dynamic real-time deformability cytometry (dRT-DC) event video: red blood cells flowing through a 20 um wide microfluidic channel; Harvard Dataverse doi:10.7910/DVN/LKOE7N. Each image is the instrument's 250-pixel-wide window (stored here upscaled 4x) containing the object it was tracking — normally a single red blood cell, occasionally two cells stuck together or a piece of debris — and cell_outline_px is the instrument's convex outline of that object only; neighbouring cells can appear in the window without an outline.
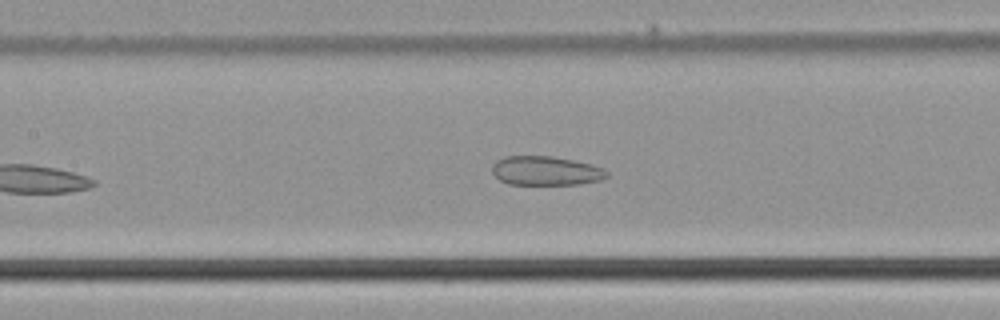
{"species": "common noctule bat (a hibernating species)", "species_latin": "Nyctalus noctula", "temperature_condition": "cold", "stored_images_in_passage": 33, "camera_frame_rate_fps": 3000, "um_per_image_px": 0.085, "animal": {"sex": "male", "body_mass_g": 21.5, "forearm_length_mm": 52.0}, "frame": {"image": 1, "passage_image": 13, "time_ms": 4.0, "image_size_px": [1000, 320], "cell_outline_px": [[608, 176], [600, 180], [580, 184], [508, 184], [500, 180], [492, 172], [492, 164], [496, 160], [504, 156], [552, 156], [572, 160], [588, 164], [600, 168], [608, 172]], "centroid_in_image_um": [46.34, 14.51], "position_along_channel_um": 161.1, "area_um2": 19.31}}
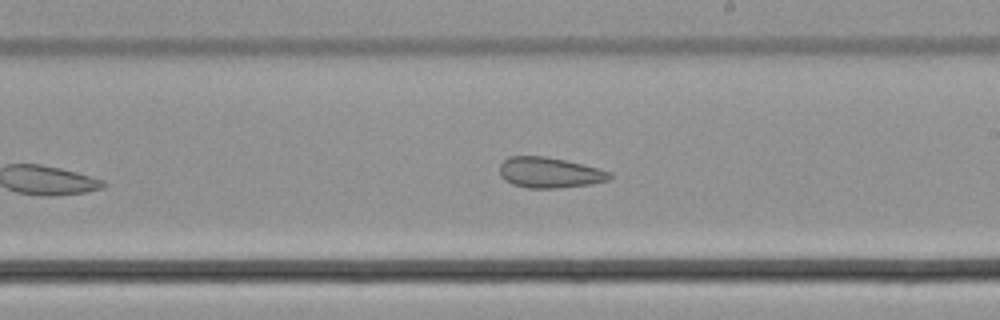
{"frame": {"image": 2, "passage_image": 19, "time_ms": 6.0, "image_size_px": [1000, 320], "cell_outline_px": [[612, 176], [608, 180], [592, 184], [556, 188], [528, 188], [512, 184], [504, 180], [500, 176], [500, 164], [508, 156], [544, 156], [584, 164], [612, 172]], "centroid_in_image_um": [46.71, 14.67], "position_along_channel_um": 242.3, "area_um2": 19.71}}
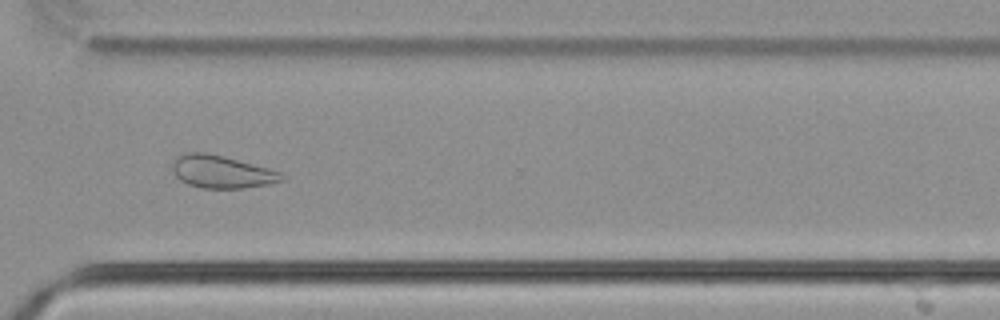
{"frame": {"image": 3, "passage_image": 27, "time_ms": 8.667, "image_size_px": [1000, 320], "cell_outline_px": [[288, 176], [284, 180], [268, 184], [244, 188], [200, 188], [188, 184], [180, 180], [176, 176], [172, 168], [172, 160], [176, 156], [184, 152], [204, 152], [224, 156], [268, 168], [280, 172]], "centroid_in_image_um": [18.83, 14.59], "position_along_channel_um": 351.8, "area_um2": 20.98}}